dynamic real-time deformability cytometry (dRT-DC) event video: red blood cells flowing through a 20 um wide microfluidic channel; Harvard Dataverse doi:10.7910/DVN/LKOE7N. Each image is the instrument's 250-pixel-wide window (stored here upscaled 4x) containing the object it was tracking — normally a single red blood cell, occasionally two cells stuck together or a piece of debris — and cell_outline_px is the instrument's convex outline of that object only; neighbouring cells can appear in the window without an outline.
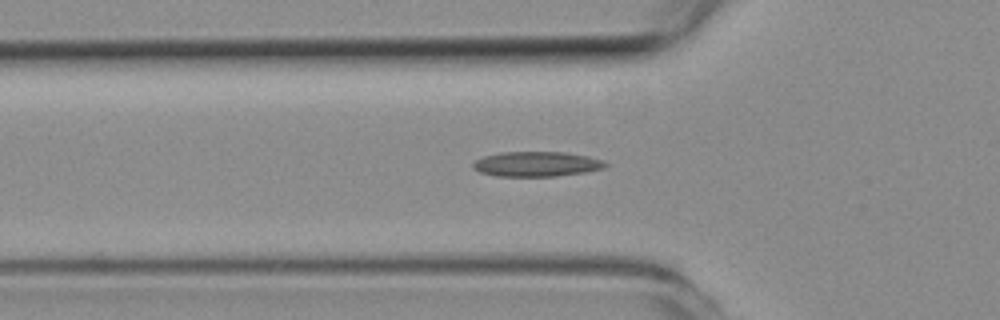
{"species": "common noctule bat (a hibernating species)", "species_latin": "Nyctalus noctula", "temperature_condition": "room temperature", "stored_images_in_passage": 47, "camera_frame_rate_fps": 3000, "um_per_image_px": 0.085, "animal": {"sex": "female", "body_mass_g": 19.3, "forearm_length_mm": 54.1}, "frame": {"image": 1, "passage_image": 17, "time_ms": 5.333, "image_size_px": [1000, 320], "cell_outline_px": [[608, 164], [604, 168], [584, 172], [556, 176], [496, 176], [480, 172], [472, 168], [472, 164], [476, 160], [484, 156], [500, 152], [564, 152], [588, 156], [600, 160]], "centroid_in_image_um": [45.57, 13.94], "position_along_channel_um": 80.2, "area_um2": 19.13}}
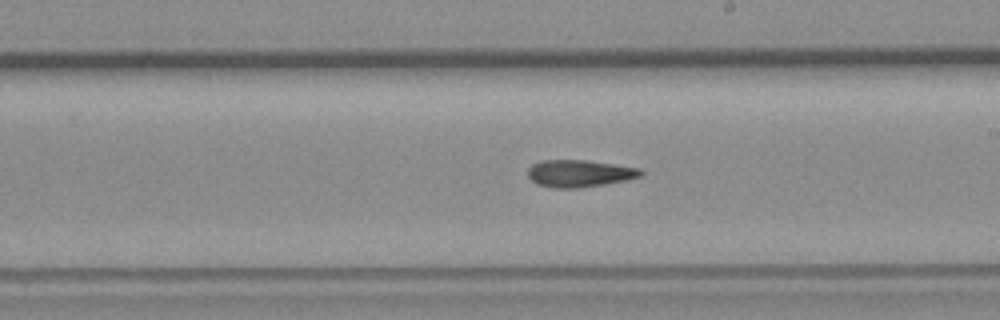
{"frame": {"image": 2, "passage_image": 29, "time_ms": 9.333, "image_size_px": [1000, 320], "cell_outline_px": [[644, 172], [640, 176], [628, 180], [604, 184], [576, 188], [552, 188], [536, 184], [528, 176], [528, 168], [532, 164], [540, 160], [584, 160], [640, 168]], "centroid_in_image_um": [49.23, 14.74], "position_along_channel_um": 239.8, "area_um2": 17.86}}
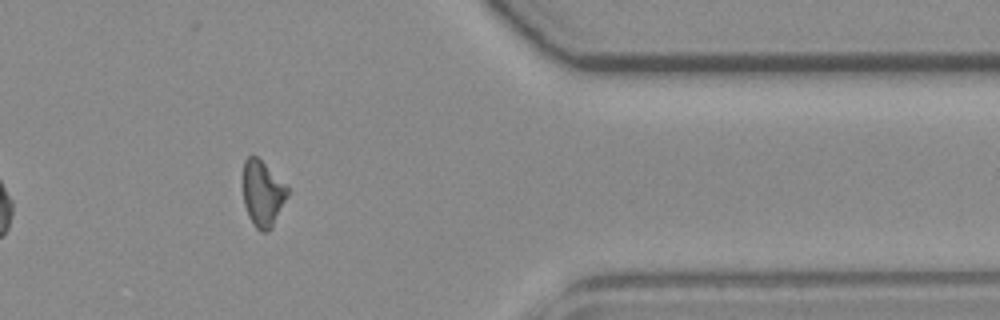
{"frame": {"image": 3, "passage_image": 42, "time_ms": 13.667, "image_size_px": [1000, 320], "cell_outline_px": [[288, 196], [272, 228], [268, 232], [260, 232], [252, 224], [248, 216], [244, 204], [244, 160], [248, 156], [256, 156], [288, 184]], "centroid_in_image_um": [22.35, 16.47], "position_along_channel_um": 389.0, "area_um2": 17.28}, "authors_computed_cell_mechanics": {"area_um2": 18.0914, "velocity_mm_per_s": 3.9737, "shape_relaxation_time_tau1_ms": null, "shape_relaxation_time_tau2_ms": 6.2395, "deformation_change_tau1": null, "deformation_change_tau2": 0.1569}}